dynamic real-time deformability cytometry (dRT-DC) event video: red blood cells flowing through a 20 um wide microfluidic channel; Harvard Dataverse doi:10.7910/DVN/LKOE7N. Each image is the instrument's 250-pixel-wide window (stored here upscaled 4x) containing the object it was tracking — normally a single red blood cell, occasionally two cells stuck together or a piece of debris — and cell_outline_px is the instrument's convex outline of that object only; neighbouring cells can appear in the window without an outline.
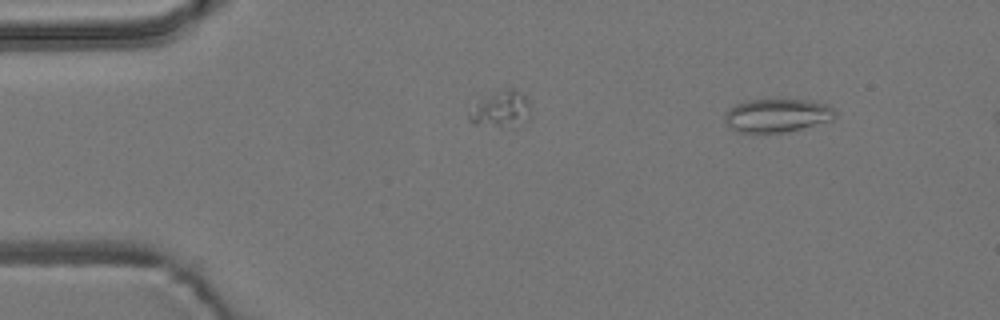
{"species": "common noctule bat (a hibernating species)", "species_latin": "Nyctalus noctula", "temperature_condition": "room temperature", "stored_images_in_passage": 8, "segment_of_instrument_passage": [1, 2], "camera_frame_rate_fps": 3000, "um_per_image_px": 0.085, "animal": {"sex": "male", "body_mass_g": 19.2, "forearm_length_mm": 51.8}, "frame": {"image": 1, "passage_image": 1, "time_ms": 0.0, "image_size_px": [1000, 320], "cell_outline_px": [[836, 112], [832, 120], [788, 132], [736, 132], [724, 120], [724, 112], [728, 108], [736, 104], [748, 100], [808, 100], [824, 104], [832, 108]], "centroid_in_image_um": [66.02, 9.81], "position_along_channel_um": 19.0, "area_um2": 21.33}}